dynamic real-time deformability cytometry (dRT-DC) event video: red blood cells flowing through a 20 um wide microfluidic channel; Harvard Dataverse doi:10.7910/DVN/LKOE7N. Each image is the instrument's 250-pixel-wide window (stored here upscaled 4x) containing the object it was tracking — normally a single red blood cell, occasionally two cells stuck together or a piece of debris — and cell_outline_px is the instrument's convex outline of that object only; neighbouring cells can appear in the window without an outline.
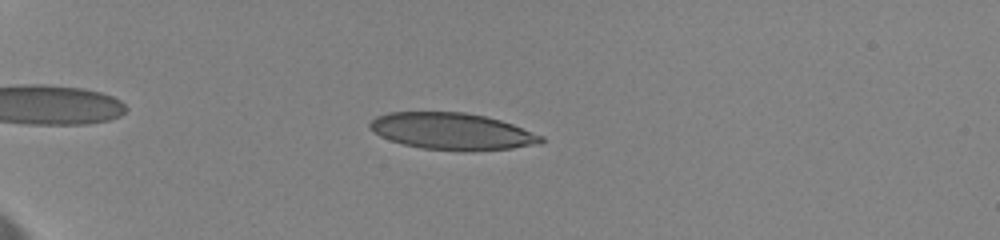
{"species": "human", "species_latin": "Homo sapiens", "temperature_condition": "cold", "stored_images_in_passage": 49, "camera_frame_rate_fps": 3000, "um_per_image_px": 0.085, "donor": {"sex": "female"}, "frame": {"image": 1, "passage_image": 9, "time_ms": 3.333, "image_size_px": [1000, 240], "cell_outline_px": [[544, 140], [540, 144], [512, 148], [424, 148], [404, 144], [380, 136], [368, 124], [376, 116], [388, 112], [464, 112], [484, 116], [500, 120], [512, 124], [544, 136]], "centroid_in_image_um": [38.42, 11.11], "position_along_channel_um": 46.6, "area_um2": 35.32}}
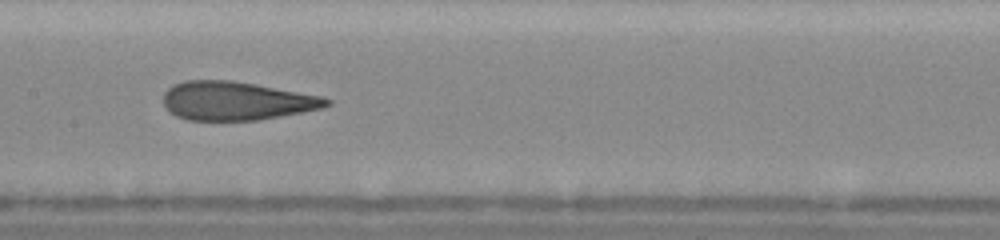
{"frame": {"image": 2, "passage_image": 24, "time_ms": 8.667, "image_size_px": [1000, 240], "cell_outline_px": [[332, 104], [324, 108], [304, 112], [260, 120], [188, 120], [176, 116], [168, 112], [164, 104], [164, 92], [168, 88], [184, 80], [232, 80], [256, 84], [320, 96], [332, 100]], "centroid_in_image_um": [20.1, 8.58], "position_along_channel_um": 187.3, "area_um2": 36.88}}
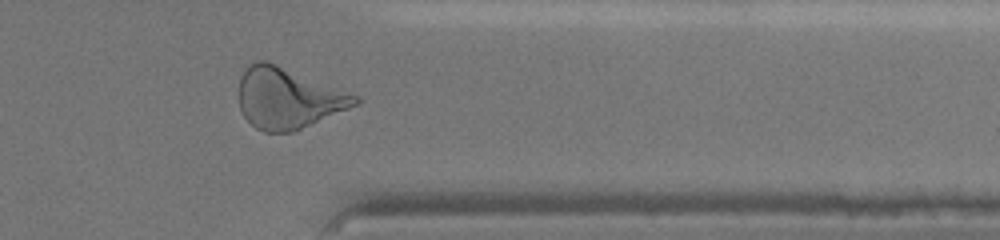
{"frame": {"image": 3, "passage_image": 40, "time_ms": 14.333, "image_size_px": [1000, 240], "cell_outline_px": [[360, 100], [356, 104], [348, 108], [292, 132], [264, 132], [256, 128], [244, 116], [240, 108], [240, 76], [252, 60], [268, 60], [360, 96]], "centroid_in_image_um": [24.46, 8.31], "position_along_channel_um": 386.9, "area_um2": 40.98}, "authors_computed_cell_mechanics": {"area_um2": 37.6856, "velocity_mm_per_s": 3.5456, "shape_relaxation_time_tau1_ms": 7.0993, "shape_relaxation_time_tau2_ms": 1.1359, "deformation_change_tau1": 0.2044, "deformation_change_tau2": 0.0728}}